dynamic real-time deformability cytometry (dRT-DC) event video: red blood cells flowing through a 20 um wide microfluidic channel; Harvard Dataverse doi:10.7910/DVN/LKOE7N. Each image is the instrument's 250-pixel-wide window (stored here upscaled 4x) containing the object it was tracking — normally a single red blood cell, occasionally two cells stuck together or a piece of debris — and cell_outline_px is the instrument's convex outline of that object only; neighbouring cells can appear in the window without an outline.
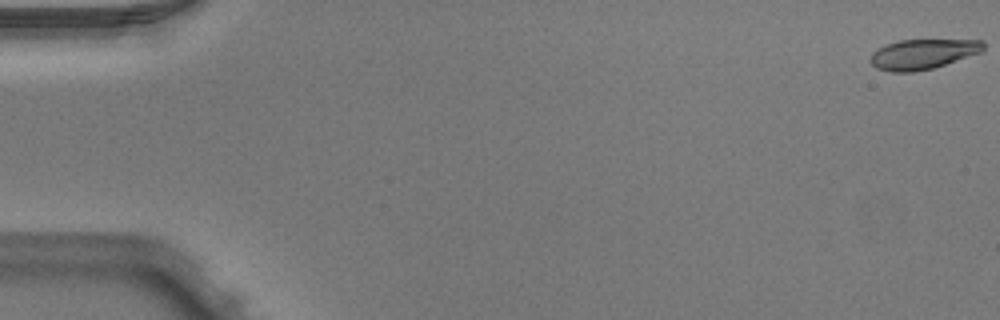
{"species": "Egyptian fruit bat (a non-hibernating species)", "species_latin": "Rousettus aegyptiacus", "temperature_condition": "warm", "stored_images_in_passage": 9, "camera_frame_rate_fps": 3000, "um_per_image_px": 0.085, "animal": {"sex": "male"}, "frame": {"image": 1, "passage_image": 1, "time_ms": 0.0, "image_size_px": [1000, 320], "cell_outline_px": [[984, 48], [980, 52], [932, 68], [912, 72], [892, 72], [876, 68], [868, 60], [872, 52], [888, 44], [900, 40], [984, 40]], "centroid_in_image_um": [78.4, 4.6], "position_along_channel_um": 6.6, "area_um2": 19.48}}